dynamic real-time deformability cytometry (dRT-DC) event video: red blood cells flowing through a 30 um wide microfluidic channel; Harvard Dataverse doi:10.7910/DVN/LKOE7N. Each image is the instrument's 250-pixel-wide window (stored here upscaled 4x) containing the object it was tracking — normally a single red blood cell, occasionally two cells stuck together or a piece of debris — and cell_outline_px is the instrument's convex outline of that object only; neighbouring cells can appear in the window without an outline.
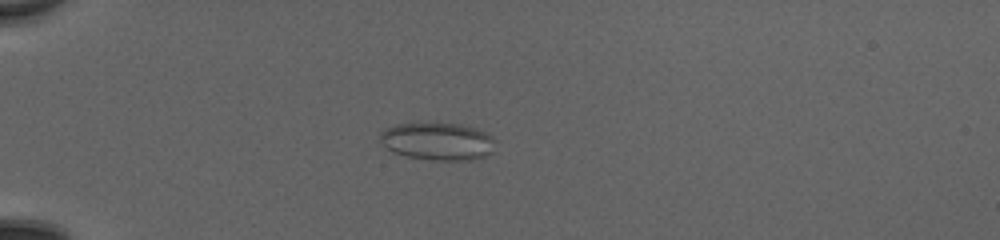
{"species": "common noctule bat (a hibernating species)", "species_latin": "Nyctalus noctula", "temperature_condition": "cold", "stored_images_in_passage": 52, "camera_frame_rate_fps": 3000, "um_per_image_px": 0.085, "animal": {"sex": "female", "body_mass_g": 20.0, "forearm_length_mm": 54.0}, "frame": {"image": 1, "passage_image": 17, "time_ms": 5.333, "image_size_px": [1000, 240], "cell_outline_px": [[496, 140], [492, 152], [484, 156], [472, 160], [432, 160], [408, 156], [392, 152], [384, 148], [380, 144], [380, 132], [384, 128], [392, 124], [460, 124], [476, 128], [492, 136]], "centroid_in_image_um": [37.16, 12.02], "position_along_channel_um": 47.8, "area_um2": 25.37}}
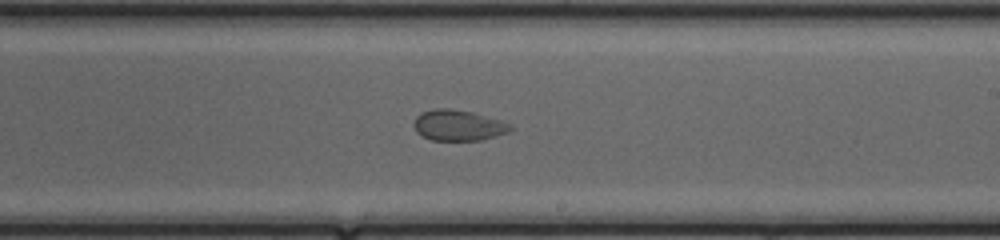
{"frame": {"image": 2, "passage_image": 34, "time_ms": 11.0, "image_size_px": [1000, 240], "cell_outline_px": [[512, 128], [508, 132], [480, 140], [432, 140], [416, 132], [412, 124], [416, 116], [420, 112], [432, 108], [448, 108], [472, 112], [504, 120], [512, 124]], "centroid_in_image_um": [38.94, 10.63], "position_along_channel_um": 250.1, "area_um2": 17.51}}
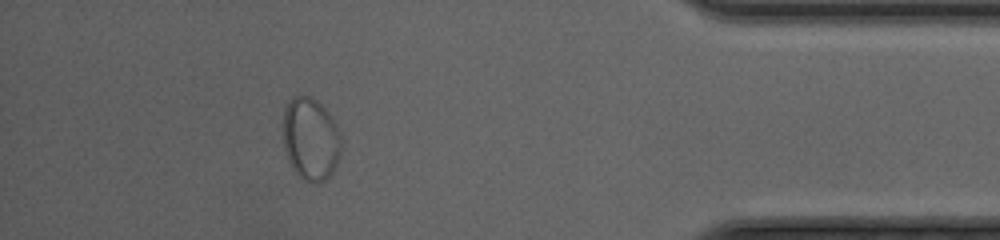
{"frame": {"image": 3, "passage_image": 48, "time_ms": 15.667, "image_size_px": [1000, 240], "cell_outline_px": [[340, 152], [336, 164], [332, 172], [324, 180], [316, 184], [312, 184], [300, 180], [292, 168], [288, 160], [284, 148], [284, 108], [288, 100], [292, 96], [312, 96], [332, 116], [340, 132]], "centroid_in_image_um": [26.39, 11.83], "position_along_channel_um": 408.8, "area_um2": 28.26}}